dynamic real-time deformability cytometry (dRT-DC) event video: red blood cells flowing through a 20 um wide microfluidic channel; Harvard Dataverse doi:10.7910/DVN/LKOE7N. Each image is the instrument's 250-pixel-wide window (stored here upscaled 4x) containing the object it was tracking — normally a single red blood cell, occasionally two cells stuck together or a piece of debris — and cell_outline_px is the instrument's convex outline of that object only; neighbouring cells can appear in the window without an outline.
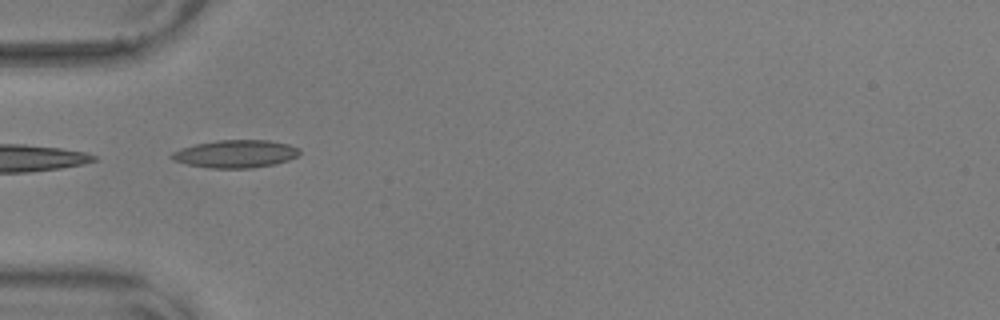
{"species": "common noctule bat (a hibernating species)", "species_latin": "Nyctalus noctula", "temperature_condition": "warm", "stored_images_in_passage": 16, "camera_frame_rate_fps": 3000, "um_per_image_px": 0.085, "animal": {"sex": "male", "body_mass_g": 17.9, "forearm_length_mm": 54.2}, "frame": {"image": 1, "passage_image": 1, "time_ms": 0.0, "image_size_px": [1000, 320], "cell_outline_px": [[300, 152], [296, 156], [288, 160], [276, 164], [252, 168], [208, 168], [188, 164], [172, 160], [168, 156], [172, 152], [180, 148], [196, 144], [216, 140], [268, 140], [288, 144], [300, 148]], "centroid_in_image_um": [20.0, 13.08], "position_along_channel_um": 65.0, "area_um2": 20.81}}